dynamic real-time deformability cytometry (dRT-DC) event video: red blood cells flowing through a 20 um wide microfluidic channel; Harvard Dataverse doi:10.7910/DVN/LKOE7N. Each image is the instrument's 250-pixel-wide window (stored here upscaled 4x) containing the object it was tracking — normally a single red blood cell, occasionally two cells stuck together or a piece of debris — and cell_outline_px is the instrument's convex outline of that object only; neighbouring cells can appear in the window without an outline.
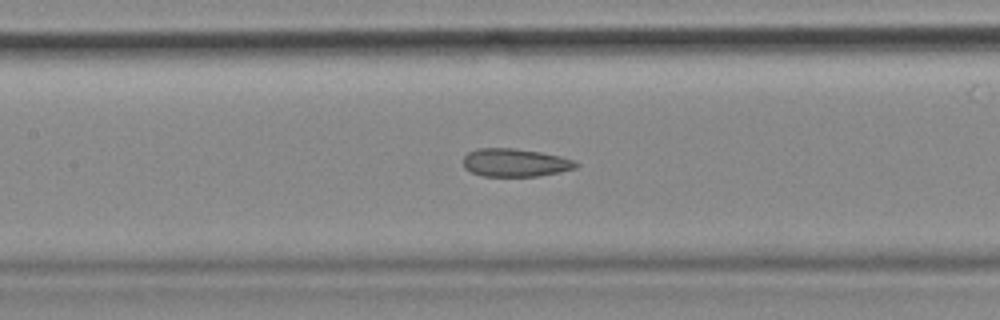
{"species": "common noctule bat (a hibernating species)", "species_latin": "Nyctalus noctula", "temperature_condition": "cold", "stored_images_in_passage": 54, "camera_frame_rate_fps": 3000, "um_per_image_px": 0.085, "animal": {"sex": "female", "body_mass_g": 18.4}, "frame": {"image": 1, "passage_image": 24, "time_ms": 7.667, "image_size_px": [1000, 320], "cell_outline_px": [[580, 164], [576, 168], [560, 172], [540, 176], [484, 176], [472, 172], [464, 168], [464, 156], [468, 152], [480, 148], [512, 148], [540, 152], [560, 156], [572, 160]], "centroid_in_image_um": [43.8, 13.83], "position_along_channel_um": 163.6, "area_um2": 18.38}, "authors_computed_cell_mechanics": {"area_um2": 20.0855, "velocity_mm_per_s": 3.6739, "shape_relaxation_time_tau1_ms": null, "shape_relaxation_time_tau2_ms": 3.3086, "deformation_change_tau1": null, "deformation_change_tau2": 0.1129}}